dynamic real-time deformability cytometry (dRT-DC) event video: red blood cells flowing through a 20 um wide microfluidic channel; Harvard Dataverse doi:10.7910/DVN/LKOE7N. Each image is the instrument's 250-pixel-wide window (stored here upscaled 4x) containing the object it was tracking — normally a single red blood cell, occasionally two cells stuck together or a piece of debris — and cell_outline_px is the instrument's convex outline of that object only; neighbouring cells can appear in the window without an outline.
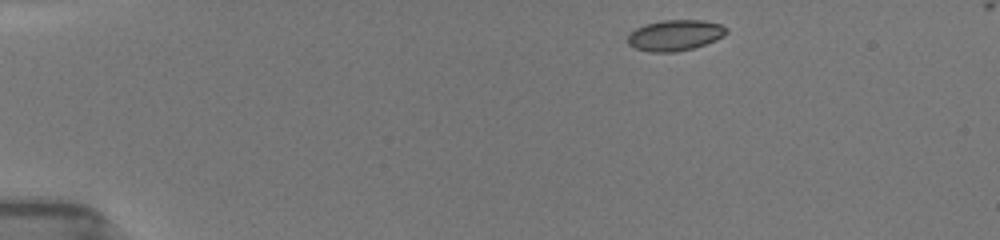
{"species": "common noctule bat (a hibernating species)", "species_latin": "Nyctalus noctula", "temperature_condition": "room temperature", "stored_images_in_passage": 61, "camera_frame_rate_fps": 3000, "um_per_image_px": 0.085, "animal": {"sex": "female", "body_mass_g": 19.5, "forearm_length_mm": 54.1}, "frame": {"image": 1, "passage_image": 1, "time_ms": 0.0, "image_size_px": [1000, 240], "cell_outline_px": [[728, 32], [724, 36], [716, 40], [692, 48], [676, 52], [648, 52], [636, 48], [628, 44], [628, 36], [636, 28], [648, 24], [664, 20], [704, 20], [720, 24], [728, 28]], "centroid_in_image_um": [57.41, 3.0], "position_along_channel_um": 27.6, "area_um2": 17.63}}
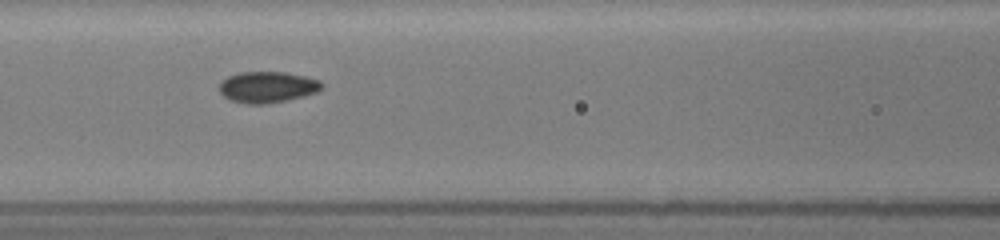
{"frame": {"image": 2, "passage_image": 24, "time_ms": 5.0, "image_size_px": [1000, 240], "cell_outline_px": [[324, 88], [316, 92], [304, 96], [288, 100], [264, 104], [248, 104], [232, 100], [224, 96], [220, 92], [220, 84], [228, 76], [240, 72], [284, 72], [304, 76], [320, 80], [324, 84]], "centroid_in_image_um": [22.78, 7.4], "position_along_channel_um": 143.8, "area_um2": 18.55}}
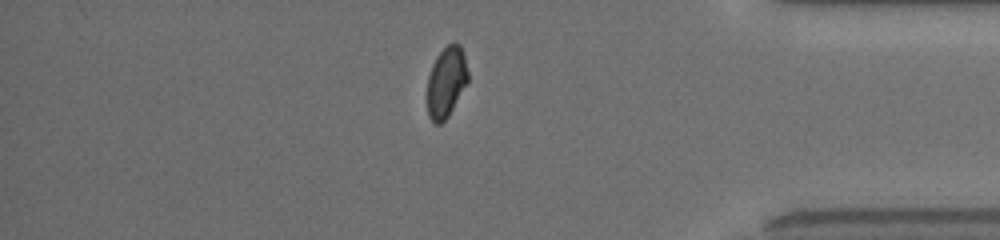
{"frame": {"image": 3, "passage_image": 54, "time_ms": 12.0, "image_size_px": [1000, 240], "cell_outline_px": [[468, 80], [448, 116], [440, 124], [436, 124], [428, 116], [428, 76], [432, 64], [436, 56], [452, 40], [456, 40], [460, 44], [464, 56], [468, 72]], "centroid_in_image_um": [37.93, 6.92], "position_along_channel_um": 397.3, "area_um2": 16.65}}